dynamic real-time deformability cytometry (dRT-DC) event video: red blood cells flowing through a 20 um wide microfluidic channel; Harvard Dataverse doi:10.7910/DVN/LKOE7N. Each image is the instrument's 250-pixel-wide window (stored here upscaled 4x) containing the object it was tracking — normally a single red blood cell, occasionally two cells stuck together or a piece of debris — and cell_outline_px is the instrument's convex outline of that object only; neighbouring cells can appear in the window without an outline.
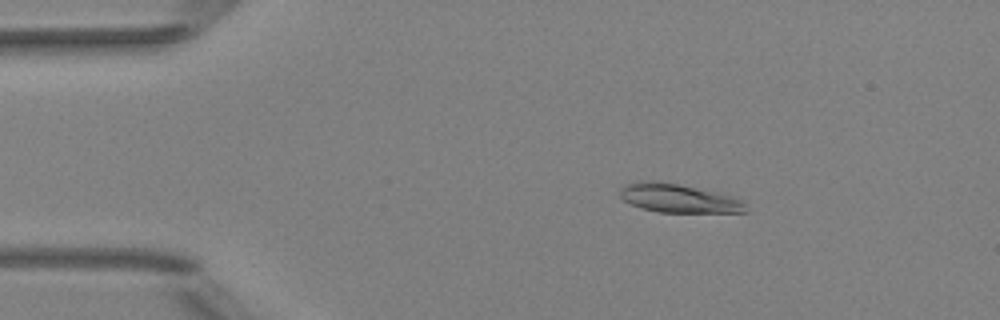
{"species": "Egyptian fruit bat (a non-hibernating species)", "species_latin": "Rousettus aegyptiacus", "temperature_condition": "room temperature", "stored_images_in_passage": 3, "camera_frame_rate_fps": 3000, "um_per_image_px": 0.085, "animal": {"sex": "female"}, "frame": {"image": 1, "passage_image": 1, "time_ms": 0.0, "image_size_px": [1000, 320], "cell_outline_px": [[748, 212], [660, 212], [644, 208], [632, 204], [624, 200], [620, 196], [620, 188], [628, 184], [644, 180], [656, 180], [676, 184], [732, 196], [740, 200], [744, 204]], "centroid_in_image_um": [57.65, 16.85], "position_along_channel_um": 27.4, "area_um2": 20.46}}
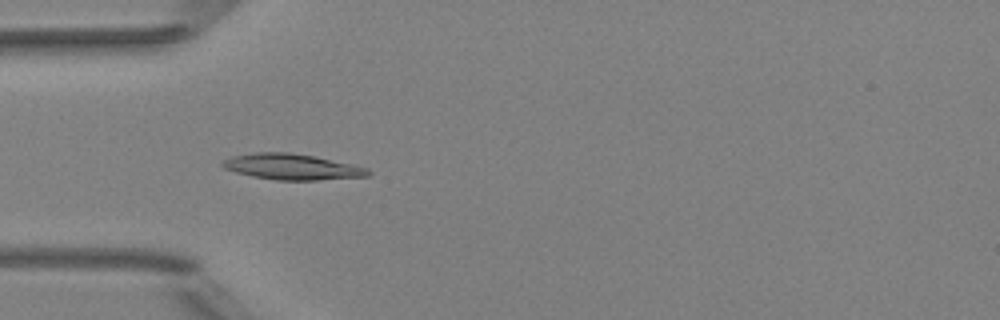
{"frame": {"image": 2, "passage_image": 3, "time_ms": 0.667, "image_size_px": [1000, 320], "cell_outline_px": [[372, 172], [368, 176], [316, 180], [276, 180], [252, 176], [236, 172], [224, 168], [220, 164], [224, 160], [232, 156], [252, 152], [288, 152], [312, 156], [352, 164], [368, 168]], "centroid_in_image_um": [24.8, 14.18], "position_along_channel_um": 60.2, "area_um2": 21.79}}